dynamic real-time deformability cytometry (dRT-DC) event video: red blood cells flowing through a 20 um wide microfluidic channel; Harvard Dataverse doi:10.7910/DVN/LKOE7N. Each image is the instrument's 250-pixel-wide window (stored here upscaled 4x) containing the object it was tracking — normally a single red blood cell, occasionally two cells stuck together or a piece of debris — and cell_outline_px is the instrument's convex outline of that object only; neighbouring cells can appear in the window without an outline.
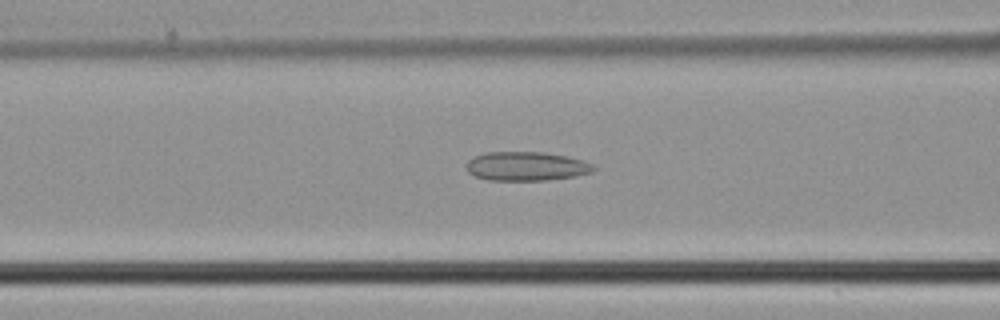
{"species": "common noctule bat (a hibernating species)", "species_latin": "Nyctalus noctula", "temperature_condition": "cold", "stored_images_in_passage": 29, "camera_frame_rate_fps": 3000, "um_per_image_px": 0.085, "animal": {"sex": "male", "body_mass_g": 21.5, "forearm_length_mm": 52.0}, "frame": {"image": 1, "passage_image": 7, "time_ms": 2.0, "image_size_px": [1000, 320], "cell_outline_px": [[596, 168], [592, 172], [572, 176], [544, 180], [488, 180], [476, 176], [468, 172], [468, 160], [472, 156], [488, 152], [544, 152], [568, 156], [584, 160], [592, 164]], "centroid_in_image_um": [44.74, 14.12], "position_along_channel_um": 121.9, "area_um2": 21.39}}
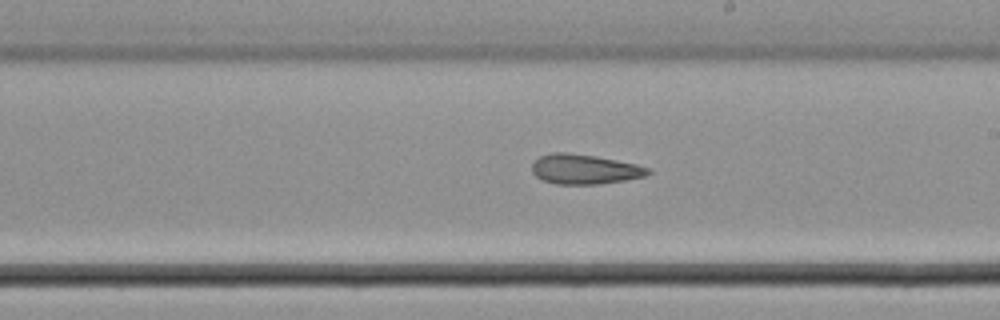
{"frame": {"image": 2, "passage_image": 15, "time_ms": 4.667, "image_size_px": [1000, 320], "cell_outline_px": [[652, 172], [644, 176], [624, 180], [600, 184], [556, 184], [544, 180], [536, 176], [532, 172], [532, 164], [540, 156], [552, 152], [568, 152], [596, 156], [636, 164], [648, 168]], "centroid_in_image_um": [49.67, 14.38], "position_along_channel_um": 239.3, "area_um2": 20.06}}
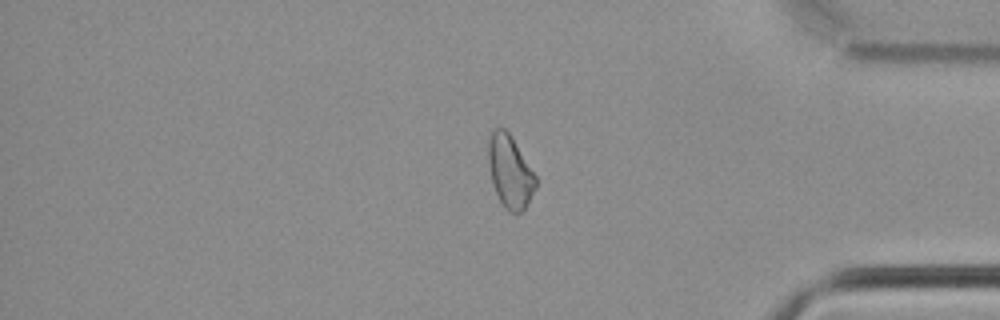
{"frame": {"image": 3, "passage_image": 27, "time_ms": 8.667, "image_size_px": [1000, 320], "cell_outline_px": [[536, 188], [524, 208], [516, 216], [508, 212], [504, 208], [492, 184], [488, 164], [488, 140], [492, 132], [496, 128], [504, 128], [508, 132], [536, 176]], "centroid_in_image_um": [43.33, 14.63], "position_along_channel_um": 391.9, "area_um2": 19.88}}